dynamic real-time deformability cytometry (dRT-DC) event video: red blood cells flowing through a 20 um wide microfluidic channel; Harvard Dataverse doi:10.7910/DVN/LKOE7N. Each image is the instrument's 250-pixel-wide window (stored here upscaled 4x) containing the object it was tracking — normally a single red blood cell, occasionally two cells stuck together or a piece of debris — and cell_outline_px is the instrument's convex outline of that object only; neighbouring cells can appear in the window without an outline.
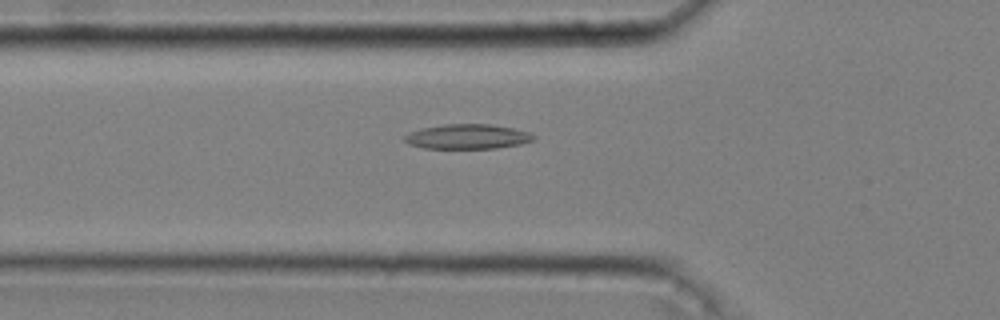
{"species": "common noctule bat (a hibernating species)", "species_latin": "Nyctalus noctula", "temperature_condition": "cold", "stored_images_in_passage": 40, "camera_frame_rate_fps": 3000, "um_per_image_px": 0.085, "animal": {"sex": "male", "body_mass_g": 20.4}, "frame": {"image": 1, "passage_image": 10, "time_ms": 3.0, "image_size_px": [1000, 320], "cell_outline_px": [[536, 140], [520, 144], [496, 148], [424, 148], [408, 144], [404, 140], [404, 136], [408, 132], [420, 128], [444, 124], [488, 124], [512, 128], [528, 132], [536, 136]], "centroid_in_image_um": [39.71, 11.61], "position_along_channel_um": 86.1, "area_um2": 18.67}}
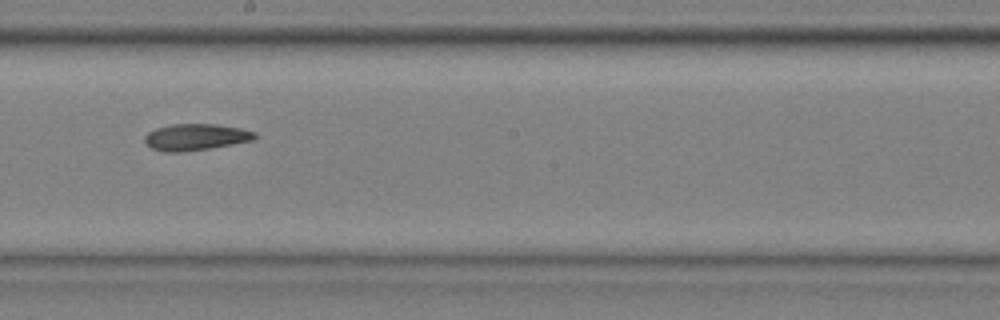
{"frame": {"image": 2, "passage_image": 22, "time_ms": 7.0, "image_size_px": [1000, 320], "cell_outline_px": [[256, 136], [252, 140], [232, 144], [184, 152], [164, 152], [152, 148], [144, 140], [144, 136], [148, 132], [156, 128], [172, 124], [216, 124], [240, 128], [256, 132]], "centroid_in_image_um": [16.61, 11.65], "position_along_channel_um": 231.6, "area_um2": 16.88}}
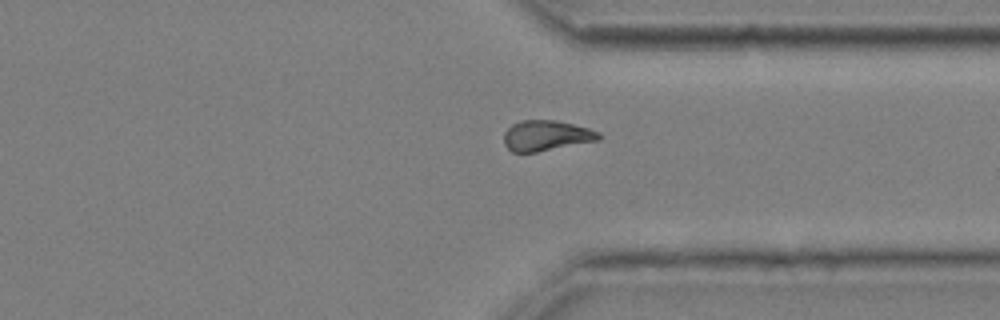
{"frame": {"image": 3, "passage_image": 33, "time_ms": 10.667, "image_size_px": [1000, 320], "cell_outline_px": [[600, 140], [536, 152], [512, 152], [504, 144], [504, 132], [512, 124], [520, 120], [556, 120], [588, 128], [600, 132]], "centroid_in_image_um": [46.42, 11.52], "position_along_channel_um": 365.0, "area_um2": 16.82}, "authors_computed_cell_mechanics": {"area_um2": 17.2244, "velocity_mm_per_s": 3.6341, "shape_relaxation_time_tau1_ms": 9.6264, "shape_relaxation_time_tau2_ms": null, "deformation_change_tau1": 0.1693, "deformation_change_tau2": null}}